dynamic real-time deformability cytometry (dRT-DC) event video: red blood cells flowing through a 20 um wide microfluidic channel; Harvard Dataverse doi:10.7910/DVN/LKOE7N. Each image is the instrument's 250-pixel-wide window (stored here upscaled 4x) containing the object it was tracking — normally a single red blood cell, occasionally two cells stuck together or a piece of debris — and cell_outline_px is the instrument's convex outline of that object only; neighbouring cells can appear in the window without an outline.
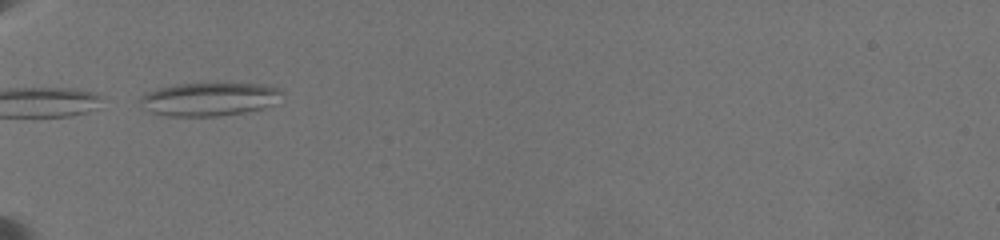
{"species": "common noctule bat (a hibernating species)", "species_latin": "Nyctalus noctula", "temperature_condition": "warm", "stored_images_in_passage": 10, "camera_frame_rate_fps": 3000, "um_per_image_px": 0.085, "animal": {"sex": "female", "body_mass_g": 19.5, "forearm_length_mm": 54.1}, "frame": {"image": 1, "passage_image": 1, "time_ms": 0.0, "image_size_px": [1000, 240], "cell_outline_px": [[284, 92], [272, 104], [264, 108], [244, 112], [220, 116], [168, 116], [148, 112], [140, 108], [136, 100], [140, 96], [148, 92], [160, 88], [176, 84], [264, 84], [280, 88]], "centroid_in_image_um": [17.71, 8.44], "position_along_channel_um": 67.3, "area_um2": 27.74}}